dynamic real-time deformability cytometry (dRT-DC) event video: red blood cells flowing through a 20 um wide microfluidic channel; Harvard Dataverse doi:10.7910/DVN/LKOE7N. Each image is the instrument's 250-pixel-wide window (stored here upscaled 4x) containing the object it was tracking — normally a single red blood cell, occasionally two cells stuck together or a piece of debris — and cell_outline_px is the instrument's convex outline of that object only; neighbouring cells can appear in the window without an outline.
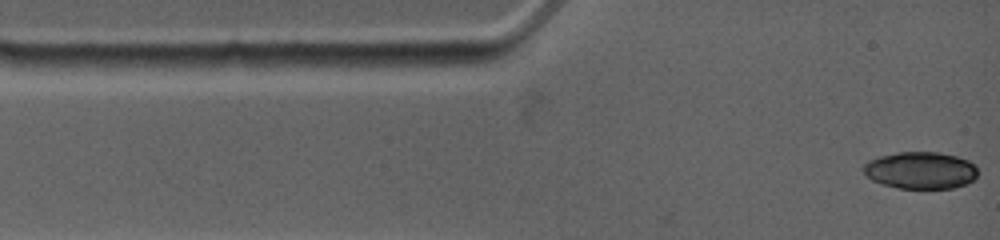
{"species": "common noctule bat (a hibernating species)", "species_latin": "Nyctalus noctula", "temperature_condition": "warm", "stored_images_in_passage": 81, "camera_frame_rate_fps": 4500, "um_per_image_px": 0.085, "animal": {"sex": "female", "body_mass_g": 19.0, "forearm_length_mm": 53.3}, "frame": {"image": 1, "passage_image": 1, "time_ms": 0.0, "image_size_px": [1000, 240], "cell_outline_px": [[976, 176], [972, 180], [964, 184], [952, 188], [900, 188], [884, 184], [872, 180], [864, 172], [864, 164], [868, 160], [880, 156], [900, 152], [936, 152], [956, 156], [968, 160], [976, 164]], "centroid_in_image_um": [78.25, 14.47], "position_along_channel_um": 6.7, "area_um2": 24.39}}
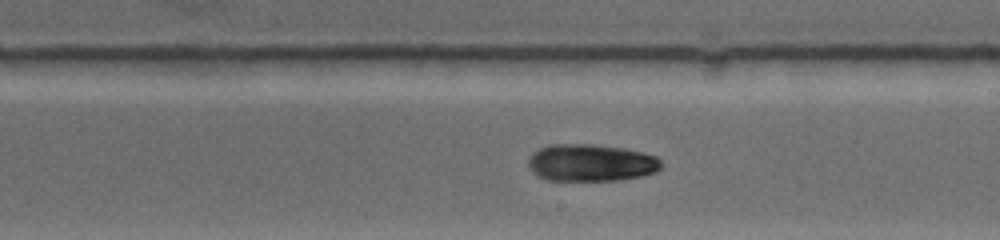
{"frame": {"image": 2, "passage_image": 35, "time_ms": 7.111, "image_size_px": [1000, 240], "cell_outline_px": [[664, 164], [656, 172], [644, 176], [616, 180], [544, 180], [536, 176], [532, 172], [528, 164], [528, 160], [532, 152], [548, 144], [592, 144], [620, 148], [640, 152], [656, 156]], "centroid_in_image_um": [50.21, 13.84], "position_along_channel_um": 238.8, "area_um2": 28.96}}
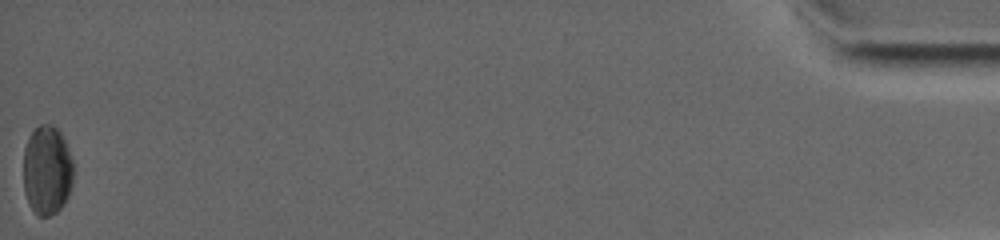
{"frame": {"image": 3, "passage_image": 81, "time_ms": 16.667, "image_size_px": [1000, 240], "cell_outline_px": [[72, 184], [68, 196], [64, 204], [56, 212], [48, 216], [36, 216], [28, 204], [24, 192], [24, 148], [28, 136], [40, 124], [52, 124], [60, 132], [68, 148], [72, 160]], "centroid_in_image_um": [3.98, 14.49], "position_along_channel_um": 431.2, "area_um2": 26.18}, "authors_computed_cell_mechanics": {"area_um2": 26.7614, "velocity_mm_per_s": 3.8576, "shape_relaxation_time_tau1_ms": 8.9542, "shape_relaxation_time_tau2_ms": null, "deformation_change_tau1": 0.2035, "deformation_change_tau2": null}}